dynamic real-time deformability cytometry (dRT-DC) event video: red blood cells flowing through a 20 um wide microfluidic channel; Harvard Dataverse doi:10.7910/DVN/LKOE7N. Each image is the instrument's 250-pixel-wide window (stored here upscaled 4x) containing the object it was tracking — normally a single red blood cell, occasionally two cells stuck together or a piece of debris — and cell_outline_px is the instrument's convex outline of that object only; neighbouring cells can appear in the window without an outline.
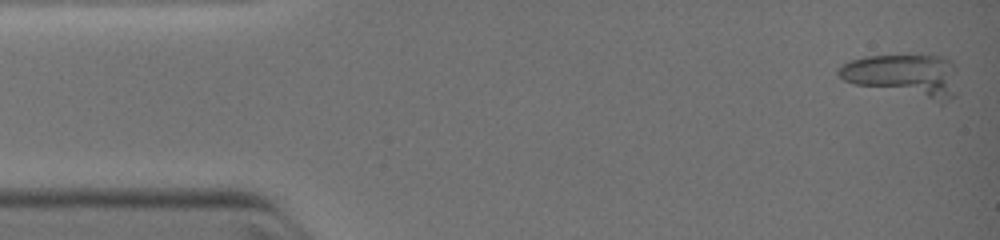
{"species": "common noctule bat (a hibernating species)", "species_latin": "Nyctalus noctula", "temperature_condition": "warm", "stored_images_in_passage": 11, "camera_frame_rate_fps": 3000, "um_per_image_px": 0.085, "animal": {"sex": "female", "body_mass_g": 19.0, "forearm_length_mm": 51.5}, "frame": {"image": 1, "passage_image": 1, "time_ms": 0.0, "image_size_px": [1000, 240], "cell_outline_px": [[956, 96], [940, 104], [856, 84], [844, 80], [836, 72], [836, 68], [848, 60], [864, 56], [940, 56], [952, 60], [956, 68]], "centroid_in_image_um": [76.87, 6.44], "position_along_channel_um": 8.1, "area_um2": 30.23}}